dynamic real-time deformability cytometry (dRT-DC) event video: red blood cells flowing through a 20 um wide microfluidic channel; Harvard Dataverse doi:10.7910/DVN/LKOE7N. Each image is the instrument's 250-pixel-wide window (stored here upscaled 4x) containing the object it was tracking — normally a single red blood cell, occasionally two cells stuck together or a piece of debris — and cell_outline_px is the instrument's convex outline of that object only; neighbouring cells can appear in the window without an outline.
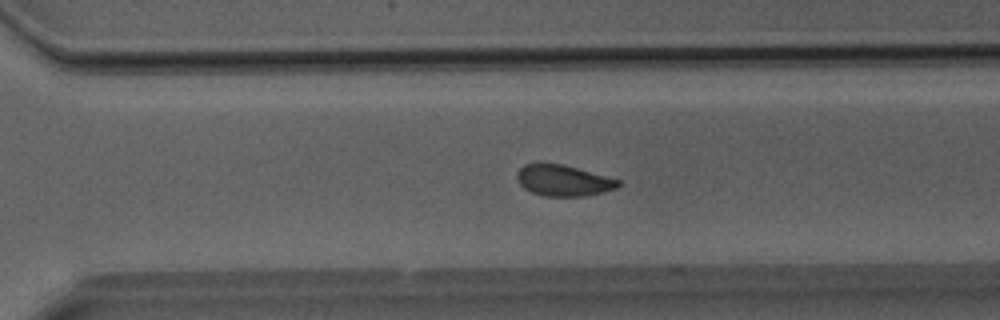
{"species": "Egyptian fruit bat (a non-hibernating species)", "species_latin": "Rousettus aegyptiacus", "temperature_condition": "room temperature", "stored_images_in_passage": 29, "camera_frame_rate_fps": 3000, "um_per_image_px": 0.085, "animal": {"sex": "male"}, "frame": {"image": 1, "passage_image": 28, "time_ms": 9.0, "image_size_px": [1000, 320], "cell_outline_px": [[620, 184], [616, 188], [584, 196], [544, 196], [532, 192], [524, 188], [520, 184], [516, 176], [520, 168], [524, 164], [564, 164], [620, 180]], "centroid_in_image_um": [47.87, 15.34], "position_along_channel_um": 322.7, "area_um2": 18.03}}